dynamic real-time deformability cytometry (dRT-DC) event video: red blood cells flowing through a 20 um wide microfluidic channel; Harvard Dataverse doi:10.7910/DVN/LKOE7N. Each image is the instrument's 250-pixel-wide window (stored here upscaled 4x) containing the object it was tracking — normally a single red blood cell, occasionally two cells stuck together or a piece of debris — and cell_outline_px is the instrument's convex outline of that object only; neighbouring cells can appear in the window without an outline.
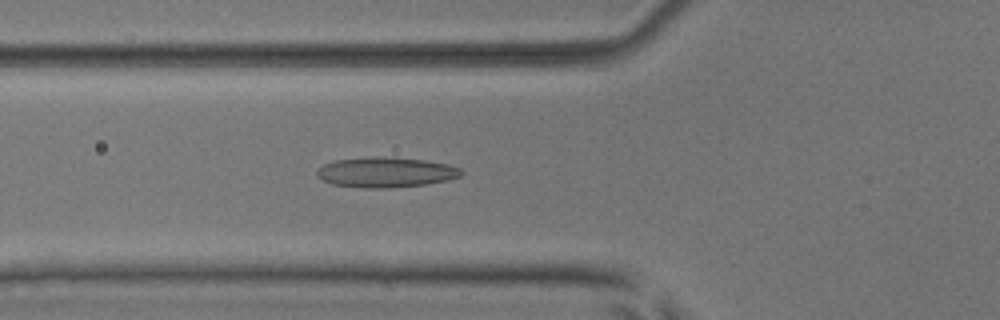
{"species": "common noctule bat (a hibernating species)", "species_latin": "Nyctalus noctula", "temperature_condition": "room temperature", "stored_images_in_passage": 53, "camera_frame_rate_fps": 3000, "um_per_image_px": 0.085, "animal": {"sex": "male", "body_mass_g": 17.9, "forearm_length_mm": 54.2}, "frame": {"image": 1, "passage_image": 20, "time_ms": 6.333, "image_size_px": [1000, 320], "cell_outline_px": [[464, 172], [460, 176], [448, 180], [424, 184], [384, 188], [364, 188], [332, 184], [316, 176], [316, 172], [324, 164], [332, 160], [372, 156], [392, 156], [424, 160], [448, 164], [460, 168]], "centroid_in_image_um": [32.78, 14.62], "position_along_channel_um": 93.0, "area_um2": 25.55}}
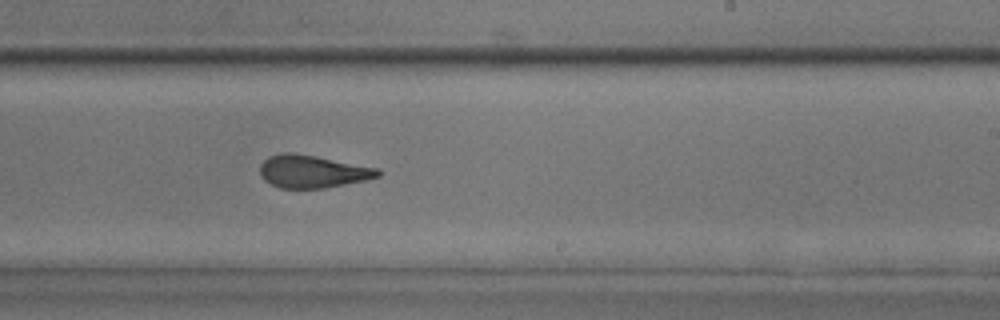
{"frame": {"image": 2, "passage_image": 33, "time_ms": 10.667, "image_size_px": [1000, 320], "cell_outline_px": [[380, 176], [368, 180], [324, 188], [280, 188], [264, 180], [260, 176], [260, 164], [268, 156], [280, 152], [292, 152], [316, 156], [380, 168]], "centroid_in_image_um": [26.56, 14.57], "position_along_channel_um": 262.4, "area_um2": 22.72}}
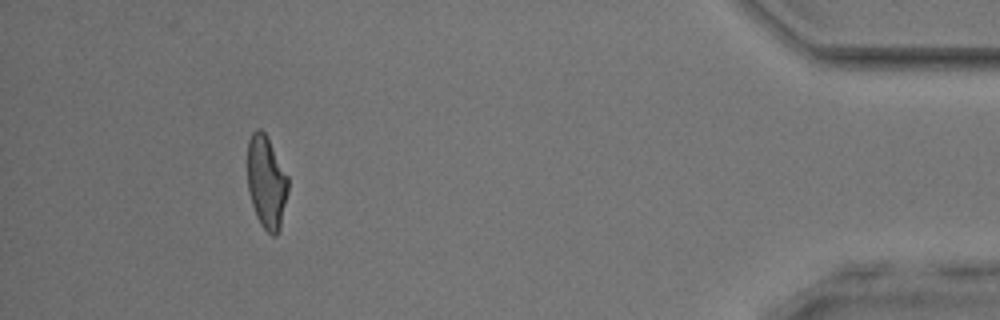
{"frame": {"image": 3, "passage_image": 49, "time_ms": 16.0, "image_size_px": [1000, 320], "cell_outline_px": [[288, 192], [280, 228], [276, 236], [272, 236], [260, 224], [256, 216], [248, 192], [248, 140], [252, 132], [256, 128], [260, 128], [264, 132], [288, 176]], "centroid_in_image_um": [22.64, 15.5], "position_along_channel_um": 412.6, "area_um2": 21.91}, "authors_computed_cell_mechanics": {"area_um2": 23.2934, "velocity_mm_per_s": 3.9193, "shape_relaxation_time_tau1_ms": null, "shape_relaxation_time_tau2_ms": 1.4244, "deformation_change_tau1": null, "deformation_change_tau2": 0.1058}}